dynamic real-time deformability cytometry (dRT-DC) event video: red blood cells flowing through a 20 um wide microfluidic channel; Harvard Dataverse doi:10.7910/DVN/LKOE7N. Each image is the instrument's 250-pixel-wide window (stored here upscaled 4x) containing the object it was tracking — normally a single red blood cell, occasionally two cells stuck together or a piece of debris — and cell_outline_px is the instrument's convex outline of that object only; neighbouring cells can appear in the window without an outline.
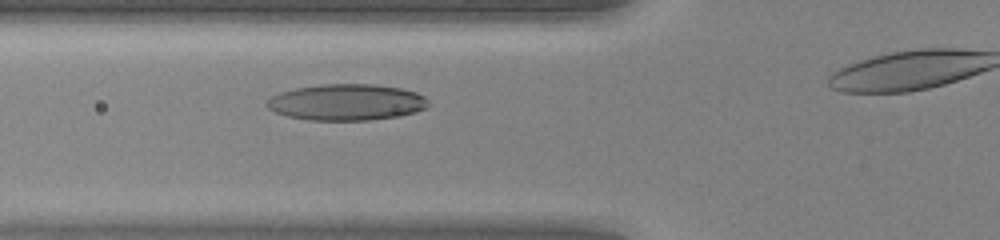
{"species": "human", "species_latin": "Homo sapiens", "temperature_condition": "warm", "stored_images_in_passage": 31, "camera_frame_rate_fps": 3000, "um_per_image_px": 0.085, "donor": {"sex": "female"}, "frame": {"image": 1, "passage_image": 7, "time_ms": 2.0, "image_size_px": [1000, 240], "cell_outline_px": [[432, 104], [428, 108], [416, 112], [400, 116], [368, 120], [308, 120], [288, 116], [276, 112], [268, 108], [264, 104], [264, 100], [280, 92], [296, 88], [324, 84], [372, 84], [400, 88], [416, 92], [424, 96]], "centroid_in_image_um": [29.48, 8.69], "position_along_channel_um": 96.3, "area_um2": 34.39}}
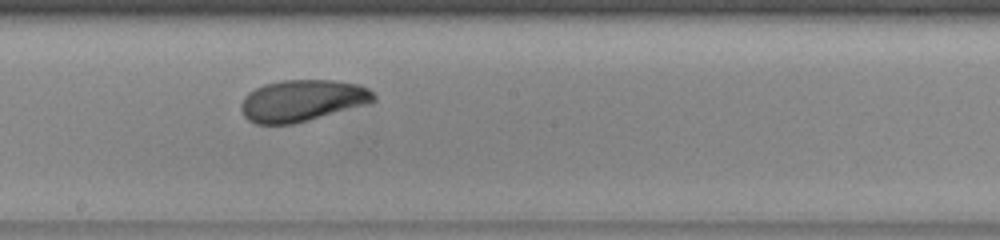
{"frame": {"image": 2, "passage_image": 16, "time_ms": 5.0, "image_size_px": [1000, 240], "cell_outline_px": [[376, 100], [368, 104], [308, 120], [292, 124], [256, 124], [248, 120], [244, 116], [240, 108], [240, 104], [244, 96], [248, 92], [264, 84], [284, 80], [336, 80], [360, 84], [368, 88], [376, 96]], "centroid_in_image_um": [25.69, 8.54], "position_along_channel_um": 222.5, "area_um2": 32.31}}
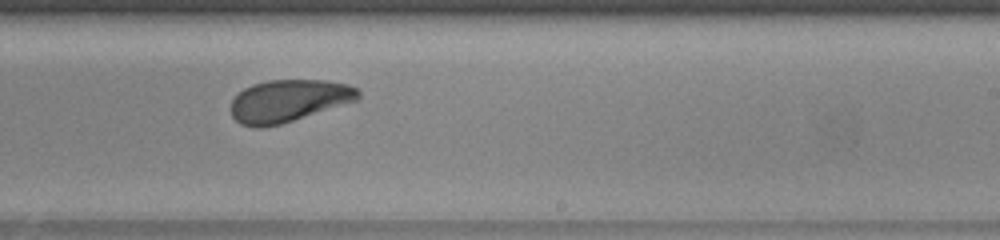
{"frame": {"image": 3, "passage_image": 19, "time_ms": 6.0, "image_size_px": [1000, 240], "cell_outline_px": [[360, 96], [356, 100], [280, 124], [260, 128], [256, 128], [240, 124], [232, 116], [228, 108], [232, 100], [244, 88], [252, 84], [268, 80], [324, 80], [348, 84], [356, 88], [360, 92]], "centroid_in_image_um": [24.47, 8.56], "position_along_channel_um": 264.5, "area_um2": 31.21}}